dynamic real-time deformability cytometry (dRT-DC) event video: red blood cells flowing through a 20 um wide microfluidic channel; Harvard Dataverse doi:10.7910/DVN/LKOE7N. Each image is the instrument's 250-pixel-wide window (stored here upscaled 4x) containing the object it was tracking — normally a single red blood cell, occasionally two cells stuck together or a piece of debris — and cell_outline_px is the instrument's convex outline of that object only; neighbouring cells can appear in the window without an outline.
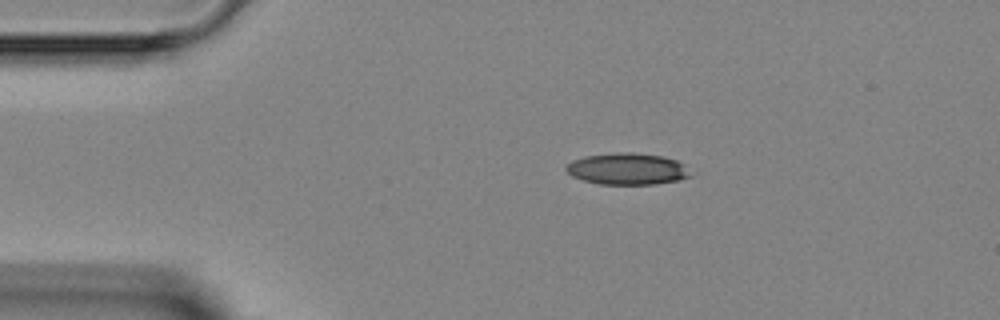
{"species": "Egyptian fruit bat (a non-hibernating species)", "species_latin": "Rousettus aegyptiacus", "temperature_condition": "room temperature", "stored_images_in_passage": 3, "camera_frame_rate_fps": 3000, "um_per_image_px": 0.085, "animal": {"sex": "female"}, "frame": {"image": 1, "passage_image": 1, "time_ms": 0.0, "image_size_px": [1000, 320], "cell_outline_px": [[692, 176], [680, 180], [656, 184], [600, 184], [584, 180], [572, 176], [564, 168], [572, 160], [584, 156], [616, 152], [636, 152], [664, 156], [676, 160]], "centroid_in_image_um": [53.29, 14.35], "position_along_channel_um": 31.7, "area_um2": 22.83}}
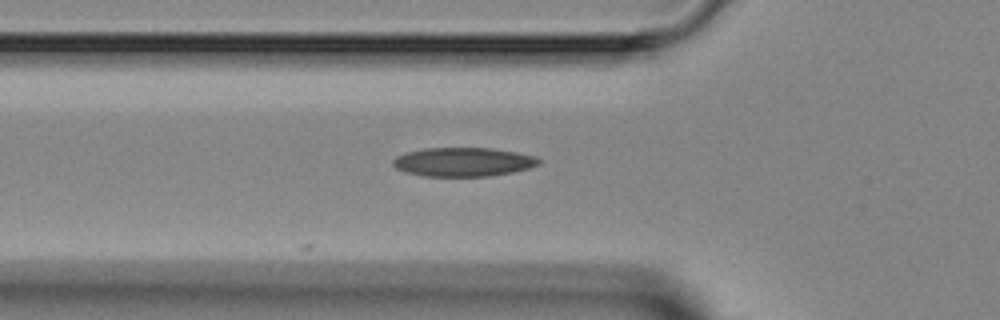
{"frame": {"image": 2, "passage_image": 3, "time_ms": 2.333, "image_size_px": [1000, 320], "cell_outline_px": [[540, 164], [528, 168], [512, 172], [488, 176], [424, 176], [408, 172], [396, 168], [392, 164], [392, 160], [396, 156], [404, 152], [424, 148], [492, 148], [516, 152], [536, 156], [540, 160]], "centroid_in_image_um": [39.36, 13.75], "position_along_channel_um": 86.4, "area_um2": 24.57}}